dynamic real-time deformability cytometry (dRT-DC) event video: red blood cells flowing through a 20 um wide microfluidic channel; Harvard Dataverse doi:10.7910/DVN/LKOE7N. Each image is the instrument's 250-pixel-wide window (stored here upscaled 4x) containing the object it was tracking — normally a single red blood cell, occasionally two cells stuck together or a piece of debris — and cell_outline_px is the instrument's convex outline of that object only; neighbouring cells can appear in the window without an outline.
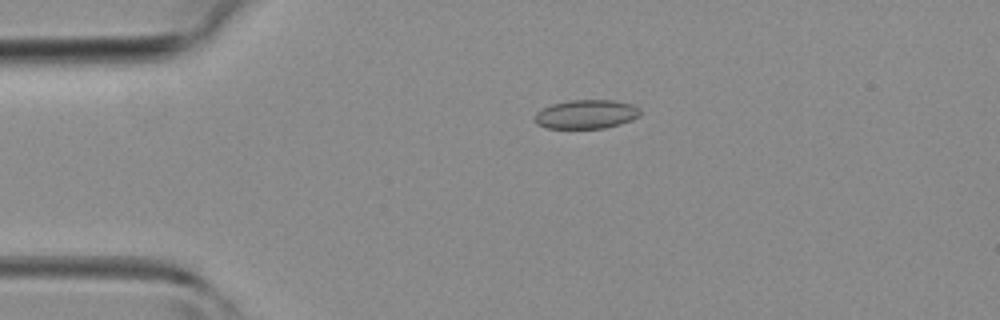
{"species": "common noctule bat (a hibernating species)", "species_latin": "Nyctalus noctula", "temperature_condition": "room temperature", "stored_images_in_passage": 39, "camera_frame_rate_fps": 3000, "um_per_image_px": 0.085, "animal": {"sex": "female", "body_mass_g": 19.3, "forearm_length_mm": 54.1}, "frame": {"image": 1, "passage_image": 6, "time_ms": 1.667, "image_size_px": [1000, 320], "cell_outline_px": [[640, 116], [632, 120], [620, 124], [604, 128], [548, 128], [536, 124], [536, 112], [552, 104], [568, 100], [612, 100], [632, 104], [640, 108]], "centroid_in_image_um": [49.86, 9.71], "position_along_channel_um": 35.1, "area_um2": 17.74}}
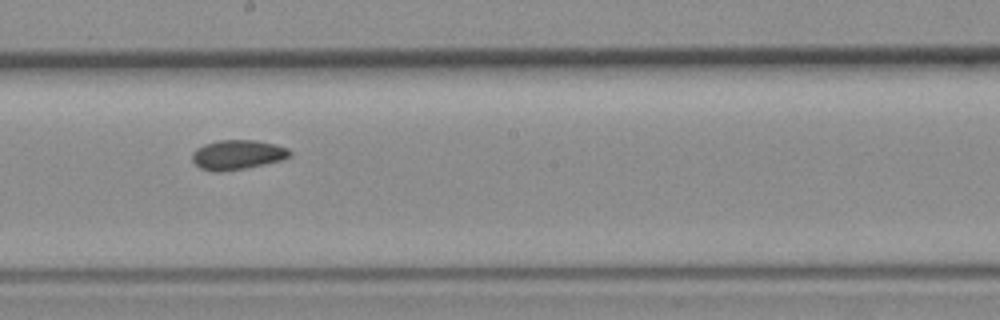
{"frame": {"image": 2, "passage_image": 20, "time_ms": 6.333, "image_size_px": [1000, 320], "cell_outline_px": [[292, 156], [280, 160], [264, 164], [244, 168], [220, 172], [212, 172], [200, 168], [192, 160], [192, 152], [196, 148], [204, 144], [220, 140], [256, 140], [276, 144], [288, 148], [292, 152]], "centroid_in_image_um": [20.18, 13.15], "position_along_channel_um": 228.0, "area_um2": 16.94}}
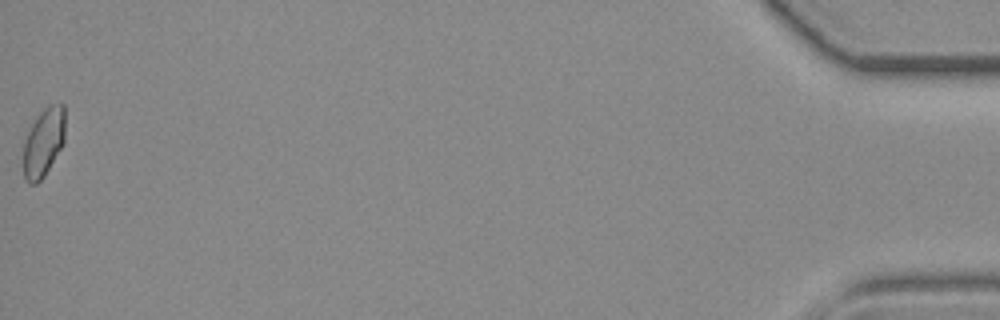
{"frame": {"image": 3, "passage_image": 39, "time_ms": 12.667, "image_size_px": [1000, 320], "cell_outline_px": [[64, 144], [44, 176], [36, 184], [28, 184], [24, 180], [24, 140], [36, 116], [48, 104], [64, 104]], "centroid_in_image_um": [3.7, 12.1], "position_along_channel_um": 431.5, "area_um2": 16.76}}